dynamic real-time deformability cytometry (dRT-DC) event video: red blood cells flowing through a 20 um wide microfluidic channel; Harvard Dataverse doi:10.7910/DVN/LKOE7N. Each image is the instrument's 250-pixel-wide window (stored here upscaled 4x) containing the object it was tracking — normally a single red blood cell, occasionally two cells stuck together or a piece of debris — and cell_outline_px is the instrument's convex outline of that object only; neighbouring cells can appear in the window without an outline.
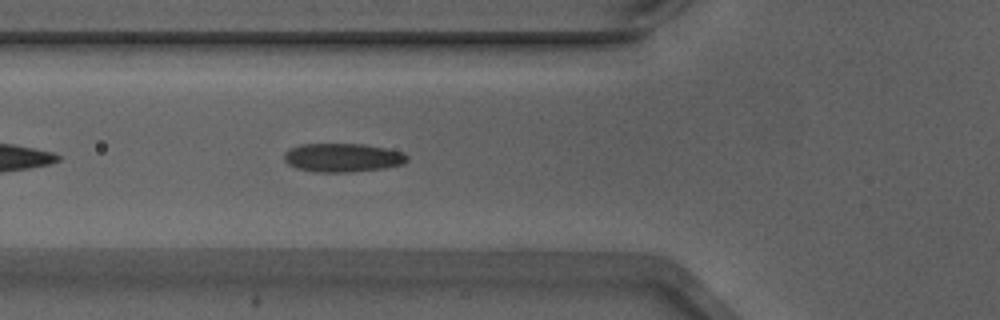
{"species": "Egyptian fruit bat (a non-hibernating species)", "species_latin": "Rousettus aegyptiacus", "temperature_condition": "warm", "stored_images_in_passage": 36, "camera_frame_rate_fps": 3000, "um_per_image_px": 0.085, "animal": {"sex": "male"}, "frame": {"image": 1, "passage_image": 5, "time_ms": 1.333, "image_size_px": [1000, 320], "cell_outline_px": [[408, 160], [404, 164], [384, 168], [348, 172], [312, 172], [296, 168], [288, 164], [284, 160], [284, 152], [300, 144], [364, 144], [404, 152], [408, 156]], "centroid_in_image_um": [29.12, 13.4], "position_along_channel_um": 96.7, "area_um2": 20.63}}
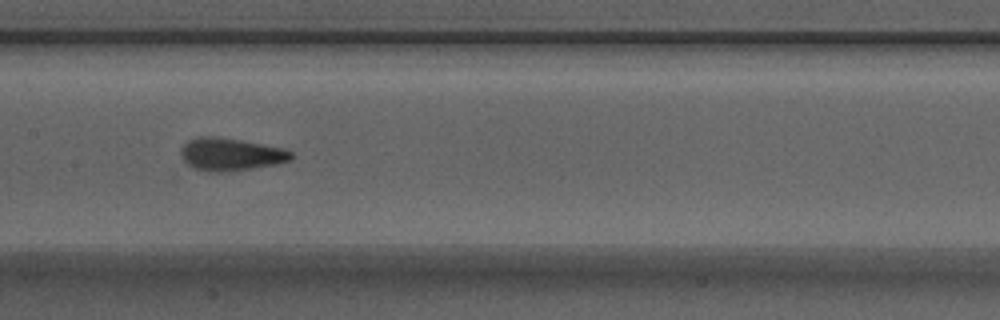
{"frame": {"image": 2, "passage_image": 12, "time_ms": 3.667, "image_size_px": [1000, 320], "cell_outline_px": [[296, 156], [292, 160], [276, 164], [252, 168], [220, 172], [208, 172], [192, 168], [180, 156], [180, 148], [188, 140], [196, 136], [212, 136], [240, 140], [284, 148], [292, 152]], "centroid_in_image_um": [19.6, 13.11], "position_along_channel_um": 187.8, "area_um2": 21.15}}
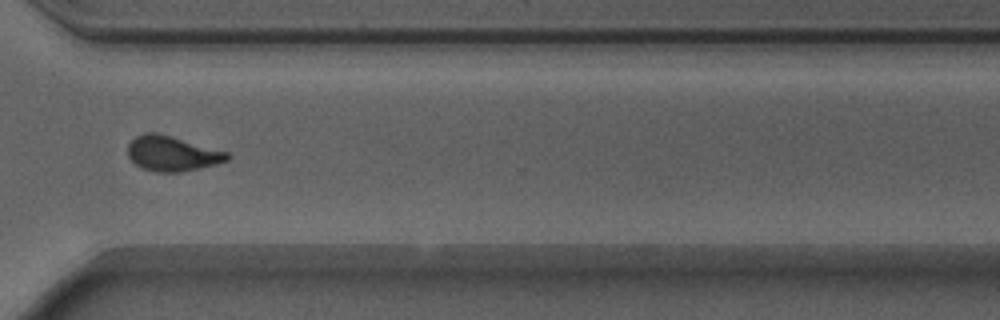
{"frame": {"image": 3, "passage_image": 25, "time_ms": 8.0, "image_size_px": [1000, 320], "cell_outline_px": [[232, 156], [228, 160], [216, 164], [180, 172], [156, 172], [140, 168], [128, 156], [128, 144], [136, 136], [144, 132], [156, 132], [228, 152]], "centroid_in_image_um": [14.62, 13.05], "position_along_channel_um": 356.0, "area_um2": 20.23}}